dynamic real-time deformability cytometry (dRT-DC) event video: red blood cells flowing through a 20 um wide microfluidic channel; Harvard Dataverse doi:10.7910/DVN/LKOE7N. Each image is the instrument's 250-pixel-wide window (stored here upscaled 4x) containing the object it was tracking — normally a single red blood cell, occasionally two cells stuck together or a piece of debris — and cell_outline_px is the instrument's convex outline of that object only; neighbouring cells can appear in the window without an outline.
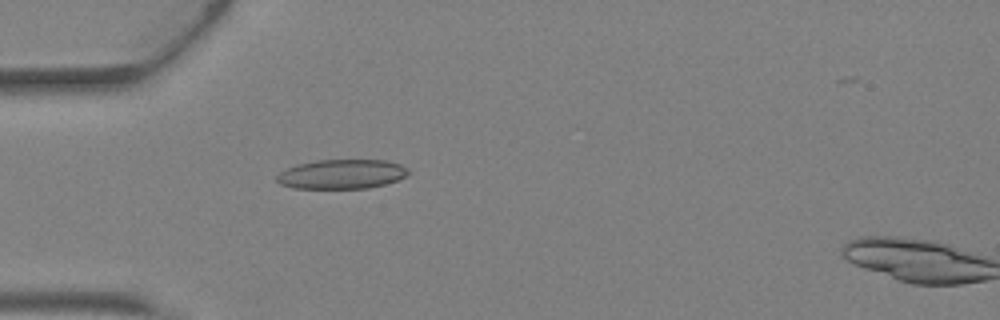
{"species": "Egyptian fruit bat (a non-hibernating species)", "species_latin": "Rousettus aegyptiacus", "temperature_condition": "warm", "stored_images_in_passage": 4, "camera_frame_rate_fps": 3000, "um_per_image_px": 0.085, "animal": {"sex": "female"}, "frame": {"image": 1, "passage_image": 3, "time_ms": 0.667, "image_size_px": [1000, 320], "cell_outline_px": [[408, 172], [404, 176], [396, 180], [384, 184], [368, 188], [292, 188], [280, 184], [276, 180], [276, 176], [280, 172], [296, 164], [316, 160], [384, 160], [400, 164], [408, 168]], "centroid_in_image_um": [29.0, 14.8], "position_along_channel_um": 56.0, "area_um2": 22.43}}